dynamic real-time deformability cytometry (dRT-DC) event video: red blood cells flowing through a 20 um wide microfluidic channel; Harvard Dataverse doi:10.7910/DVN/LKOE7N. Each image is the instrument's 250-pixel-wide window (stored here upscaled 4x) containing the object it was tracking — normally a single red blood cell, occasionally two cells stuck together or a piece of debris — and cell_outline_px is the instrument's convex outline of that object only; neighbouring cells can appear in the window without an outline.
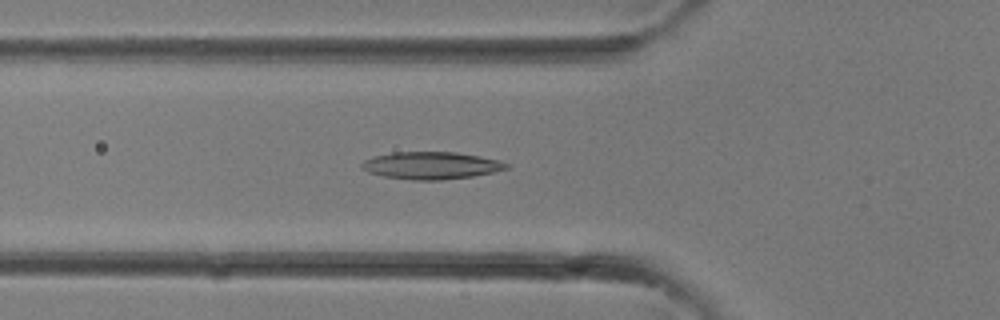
{"species": "common noctule bat (a hibernating species)", "species_latin": "Nyctalus noctula", "temperature_condition": "room temperature", "stored_images_in_passage": 32, "camera_frame_rate_fps": 3000, "um_per_image_px": 0.085, "animal": {"sex": "female"}, "frame": {"image": 1, "passage_image": 12, "time_ms": 3.667, "image_size_px": [1000, 320], "cell_outline_px": [[508, 168], [492, 172], [472, 176], [440, 180], [412, 180], [384, 176], [368, 172], [360, 168], [360, 164], [364, 160], [376, 156], [392, 152], [456, 152], [480, 156], [500, 160], [508, 164]], "centroid_in_image_um": [36.63, 14.06], "position_along_channel_um": 89.2, "area_um2": 22.95}}
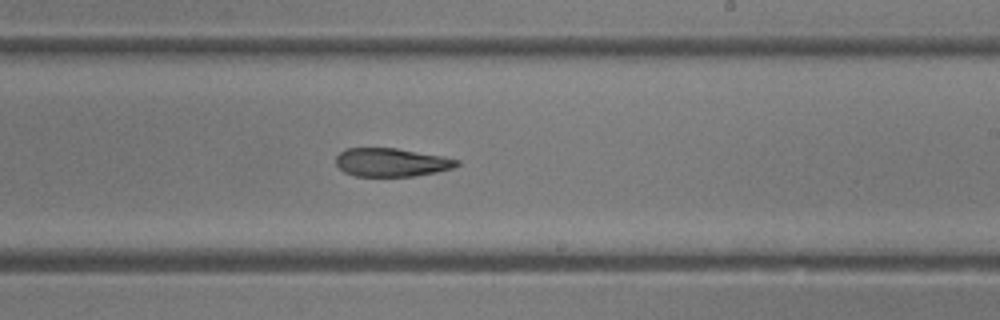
{"frame": {"image": 2, "passage_image": 20, "time_ms": 6.333, "image_size_px": [1000, 320], "cell_outline_px": [[460, 164], [452, 168], [436, 172], [416, 176], [356, 176], [344, 172], [336, 164], [336, 156], [344, 148], [396, 148], [444, 156], [460, 160]], "centroid_in_image_um": [33.28, 13.79], "position_along_channel_um": 255.7, "area_um2": 20.11}}
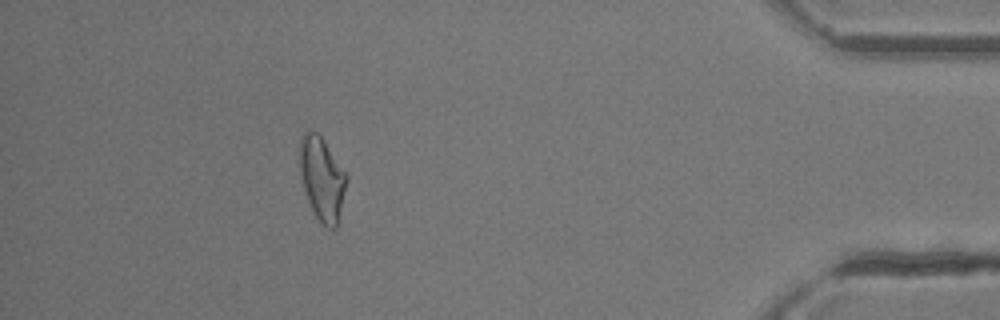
{"frame": {"image": 3, "passage_image": 30, "time_ms": 9.667, "image_size_px": [1000, 320], "cell_outline_px": [[348, 176], [340, 220], [336, 228], [328, 228], [312, 212], [304, 188], [300, 172], [300, 136], [304, 132], [316, 132], [324, 140]], "centroid_in_image_um": [27.39, 15.22], "position_along_channel_um": 407.8, "area_um2": 22.72}}